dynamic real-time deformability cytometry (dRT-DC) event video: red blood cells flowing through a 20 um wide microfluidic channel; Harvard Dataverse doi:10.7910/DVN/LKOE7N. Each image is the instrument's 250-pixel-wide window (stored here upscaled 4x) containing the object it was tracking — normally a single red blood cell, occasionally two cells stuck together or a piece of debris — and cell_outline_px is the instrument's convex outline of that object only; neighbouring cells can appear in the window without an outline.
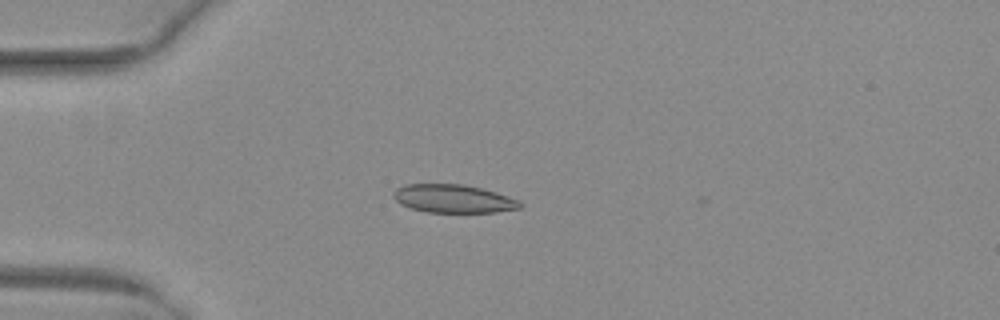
{"species": "common noctule bat (a hibernating species)", "species_latin": "Nyctalus noctula", "temperature_condition": "warm", "stored_images_in_passage": 51, "camera_frame_rate_fps": 3000, "um_per_image_px": 0.085, "animal": {"sex": "female", "body_mass_g": 29.2, "forearm_length_mm": 56.3}, "frame": {"image": 1, "passage_image": 14, "time_ms": 4.333, "image_size_px": [1000, 320], "cell_outline_px": [[524, 204], [520, 208], [496, 212], [428, 212], [412, 208], [400, 204], [392, 196], [392, 192], [396, 188], [404, 184], [464, 184], [496, 192], [520, 200]], "centroid_in_image_um": [38.54, 16.88], "position_along_channel_um": 46.5, "area_um2": 20.92}}
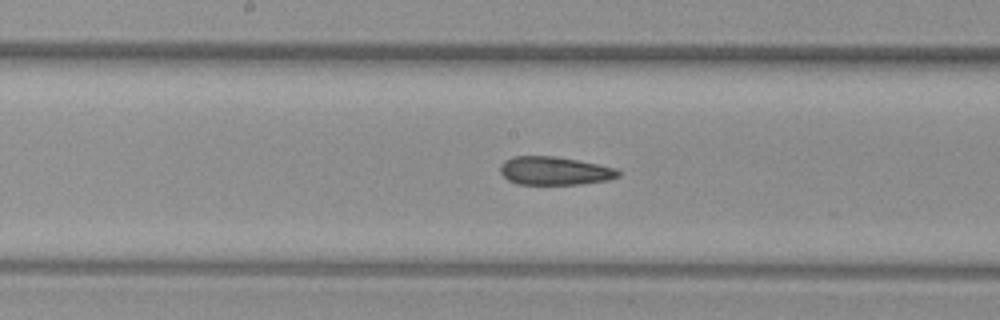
{"frame": {"image": 2, "passage_image": 27, "time_ms": 8.667, "image_size_px": [1000, 320], "cell_outline_px": [[620, 176], [608, 180], [580, 184], [516, 184], [508, 180], [500, 172], [500, 164], [504, 160], [512, 156], [556, 156], [616, 168], [620, 172]], "centroid_in_image_um": [47.11, 14.52], "position_along_channel_um": 201.1, "area_um2": 19.48}}
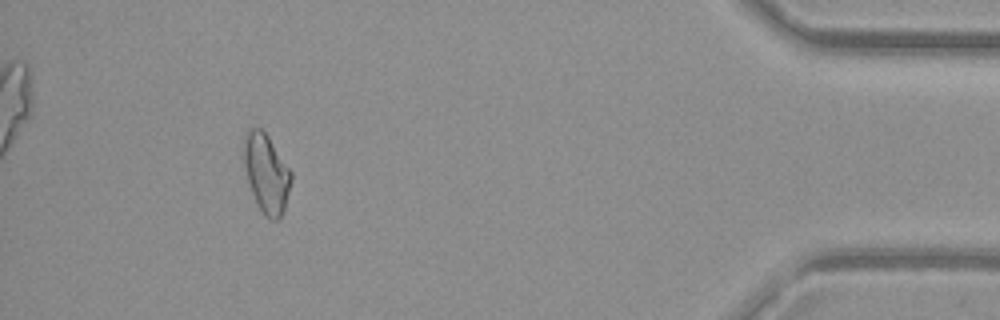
{"frame": {"image": 3, "passage_image": 47, "time_ms": 15.333, "image_size_px": [1000, 320], "cell_outline_px": [[292, 180], [284, 208], [280, 220], [268, 220], [264, 216], [252, 192], [248, 180], [240, 148], [244, 132], [248, 128], [260, 128], [268, 136], [292, 172]], "centroid_in_image_um": [22.6, 14.69], "position_along_channel_um": 412.6, "area_um2": 22.08}, "authors_computed_cell_mechanics": {"area_um2": 20.6924, "velocity_mm_per_s": 4.0692, "shape_relaxation_time_tau1_ms": null, "shape_relaxation_time_tau2_ms": 2.0184, "deformation_change_tau1": null, "deformation_change_tau2": 0.0758}}